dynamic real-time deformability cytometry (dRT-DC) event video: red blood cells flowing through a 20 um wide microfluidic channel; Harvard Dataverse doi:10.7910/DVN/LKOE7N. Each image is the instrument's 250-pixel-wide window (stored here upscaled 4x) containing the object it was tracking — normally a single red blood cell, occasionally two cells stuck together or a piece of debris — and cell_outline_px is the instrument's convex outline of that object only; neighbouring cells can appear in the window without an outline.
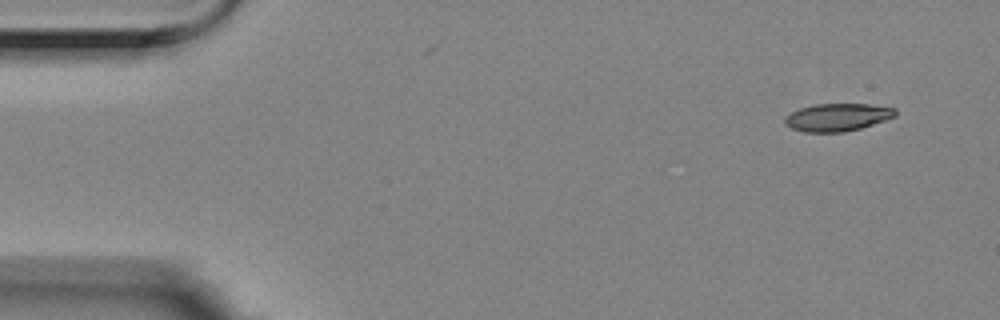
{"species": "Egyptian fruit bat (a non-hibernating species)", "species_latin": "Rousettus aegyptiacus", "temperature_condition": "room temperature", "stored_images_in_passage": 4, "camera_frame_rate_fps": 3000, "um_per_image_px": 0.085, "animal": {"sex": "female"}, "frame": {"image": 1, "passage_image": 1, "time_ms": 0.0, "image_size_px": [1000, 320], "cell_outline_px": [[896, 116], [860, 128], [844, 132], [804, 132], [792, 128], [784, 124], [784, 116], [800, 108], [812, 104], [868, 104], [896, 108]], "centroid_in_image_um": [71.15, 9.96], "position_along_channel_um": 13.9, "area_um2": 17.8}}
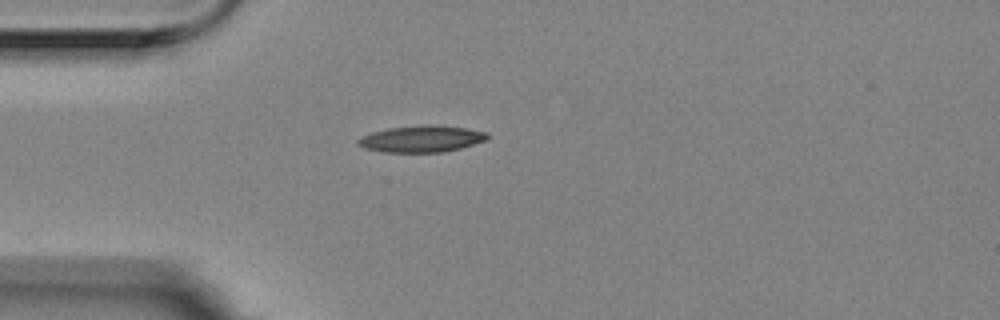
{"frame": {"image": 2, "passage_image": 3, "time_ms": 0.667, "image_size_px": [1000, 320], "cell_outline_px": [[488, 140], [460, 148], [444, 152], [384, 152], [364, 148], [356, 144], [356, 140], [360, 136], [372, 132], [388, 128], [424, 124], [432, 124], [468, 128], [488, 132]], "centroid_in_image_um": [35.83, 11.79], "position_along_channel_um": 49.2, "area_um2": 20.35}}